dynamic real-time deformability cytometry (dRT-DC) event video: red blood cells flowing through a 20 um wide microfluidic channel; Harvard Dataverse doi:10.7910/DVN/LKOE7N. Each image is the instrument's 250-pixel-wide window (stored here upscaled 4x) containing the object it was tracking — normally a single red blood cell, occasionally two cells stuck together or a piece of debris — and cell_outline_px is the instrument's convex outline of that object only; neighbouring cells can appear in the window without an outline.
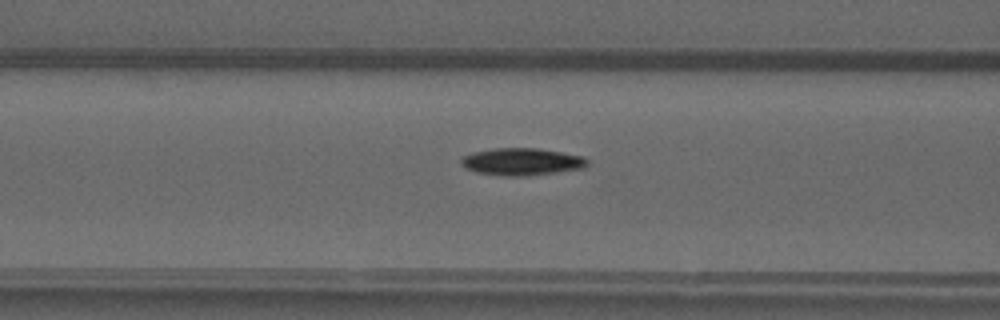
{"species": "common noctule bat (a hibernating species)", "species_latin": "Nyctalus noctula", "temperature_condition": "warm", "stored_images_in_passage": 36, "camera_frame_rate_fps": 3000, "um_per_image_px": 0.085, "animal": {"sex": "male", "forearm_length_mm": 52.5}, "frame": {"image": 1, "passage_image": 12, "time_ms": 3.667, "image_size_px": [1000, 320], "cell_outline_px": [[588, 164], [584, 168], [556, 172], [524, 176], [508, 176], [476, 172], [464, 168], [460, 164], [460, 160], [464, 156], [472, 152], [496, 148], [536, 148], [584, 156], [588, 160]], "centroid_in_image_um": [44.34, 13.74], "position_along_channel_um": 122.3, "area_um2": 20.0}}
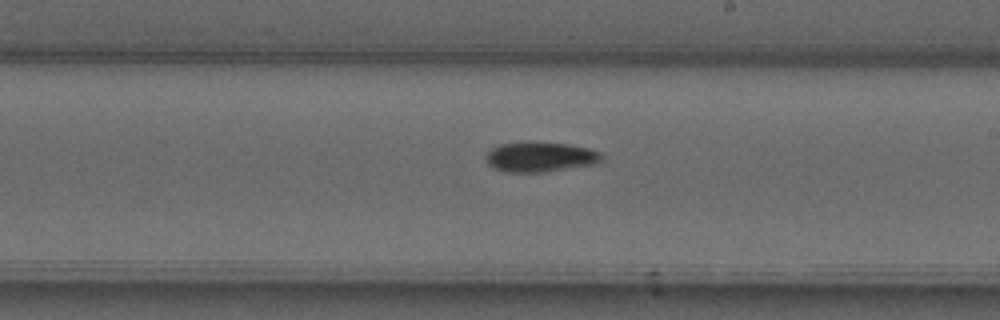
{"frame": {"image": 2, "passage_image": 21, "time_ms": 6.667, "image_size_px": [1000, 320], "cell_outline_px": [[604, 156], [600, 164], [544, 172], [504, 172], [492, 168], [488, 164], [484, 156], [492, 148], [500, 144], [532, 140], [568, 144], [588, 148], [600, 152]], "centroid_in_image_um": [45.93, 13.33], "position_along_channel_um": 243.1, "area_um2": 20.92}}
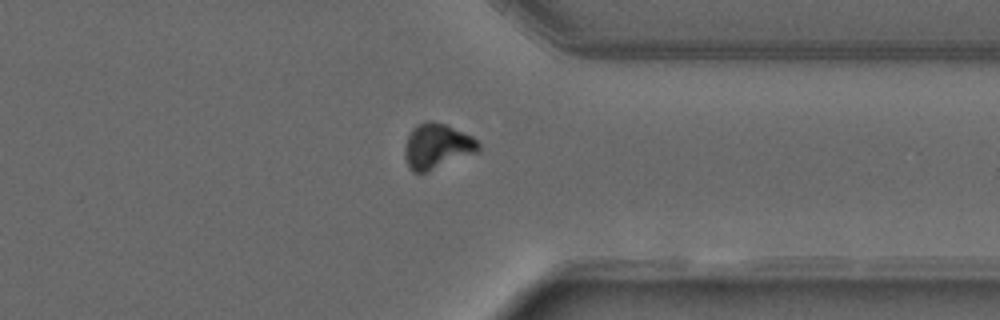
{"frame": {"image": 3, "passage_image": 31, "time_ms": 10.0, "image_size_px": [1000, 320], "cell_outline_px": [[480, 152], [424, 172], [412, 172], [408, 168], [404, 156], [404, 148], [408, 136], [412, 128], [416, 124], [424, 120], [432, 120], [444, 124], [472, 136], [480, 144]], "centroid_in_image_um": [37.13, 12.42], "position_along_channel_um": 374.3, "area_um2": 19.54}, "authors_computed_cell_mechanics": {"area_um2": 19.5364, "velocity_mm_per_s": 4.0381, "shape_relaxation_time_tau1_ms": 5.598, "shape_relaxation_time_tau2_ms": null, "deformation_change_tau1": 0.1756, "deformation_change_tau2": null}}